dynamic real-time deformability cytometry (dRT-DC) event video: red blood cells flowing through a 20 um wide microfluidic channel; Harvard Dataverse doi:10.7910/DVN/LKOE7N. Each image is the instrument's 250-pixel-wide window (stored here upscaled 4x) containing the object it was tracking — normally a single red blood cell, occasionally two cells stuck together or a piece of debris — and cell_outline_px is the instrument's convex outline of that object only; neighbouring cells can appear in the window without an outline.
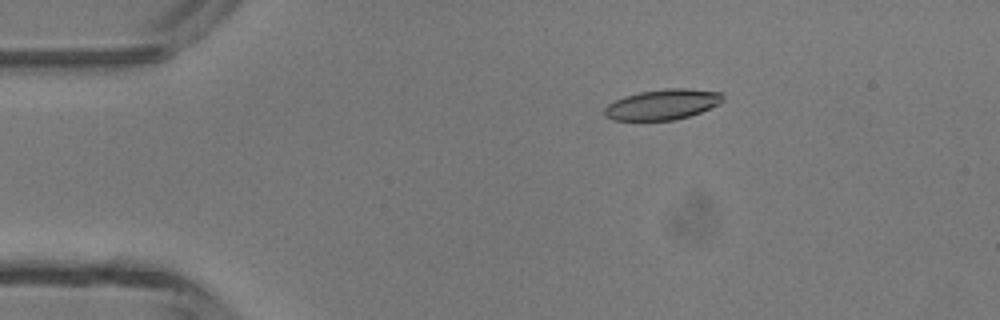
{"species": "common noctule bat (a hibernating species)", "species_latin": "Nyctalus noctula", "temperature_condition": "room temperature", "stored_images_in_passage": 47, "camera_frame_rate_fps": 3000, "um_per_image_px": 0.085, "animal": {"sex": "male", "body_mass_g": 13.3}, "frame": {"image": 1, "passage_image": 8, "time_ms": 2.333, "image_size_px": [1000, 320], "cell_outline_px": [[724, 100], [720, 104], [700, 112], [676, 120], [612, 120], [604, 116], [604, 108], [608, 104], [624, 96], [640, 92], [664, 88], [688, 88], [724, 92]], "centroid_in_image_um": [56.35, 8.87], "position_along_channel_um": 28.7, "area_um2": 21.21}}
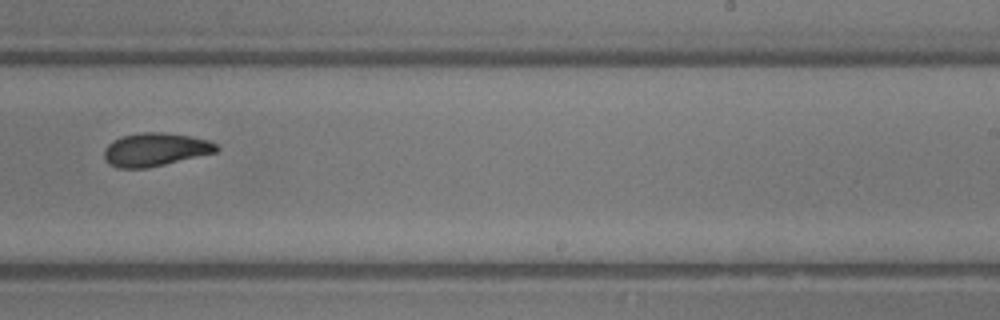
{"frame": {"image": 2, "passage_image": 29, "time_ms": 9.333, "image_size_px": [1000, 320], "cell_outline_px": [[220, 148], [216, 152], [164, 164], [144, 168], [116, 168], [108, 164], [104, 160], [104, 148], [112, 140], [124, 136], [140, 132], [164, 132], [188, 136], [208, 140], [216, 144]], "centroid_in_image_um": [13.15, 12.71], "position_along_channel_um": 275.9, "area_um2": 21.68}}
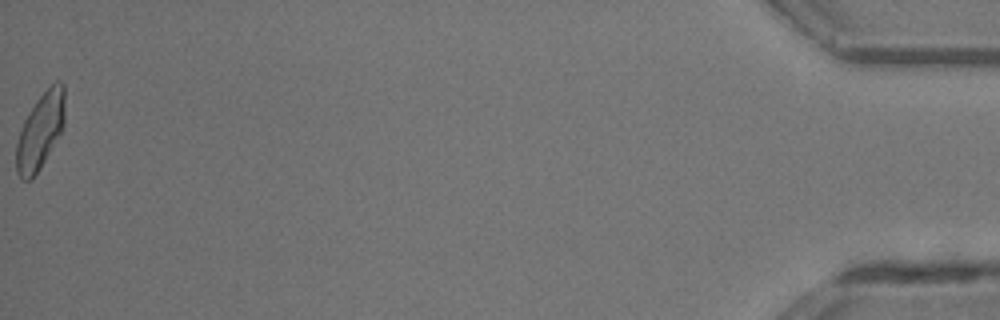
{"frame": {"image": 3, "passage_image": 47, "time_ms": 15.333, "image_size_px": [1000, 320], "cell_outline_px": [[64, 128], [40, 168], [32, 180], [24, 180], [16, 172], [16, 144], [20, 128], [24, 120], [36, 100], [56, 80], [60, 80], [64, 84]], "centroid_in_image_um": [3.43, 11.14], "position_along_channel_um": 431.8, "area_um2": 21.56}, "authors_computed_cell_mechanics": {"area_um2": 21.4438, "velocity_mm_per_s": 4.3565, "shape_relaxation_time_tau1_ms": 3.2403, "shape_relaxation_time_tau2_ms": 3.0827, "deformation_change_tau1": 0.1727, "deformation_change_tau2": 0.1008}}